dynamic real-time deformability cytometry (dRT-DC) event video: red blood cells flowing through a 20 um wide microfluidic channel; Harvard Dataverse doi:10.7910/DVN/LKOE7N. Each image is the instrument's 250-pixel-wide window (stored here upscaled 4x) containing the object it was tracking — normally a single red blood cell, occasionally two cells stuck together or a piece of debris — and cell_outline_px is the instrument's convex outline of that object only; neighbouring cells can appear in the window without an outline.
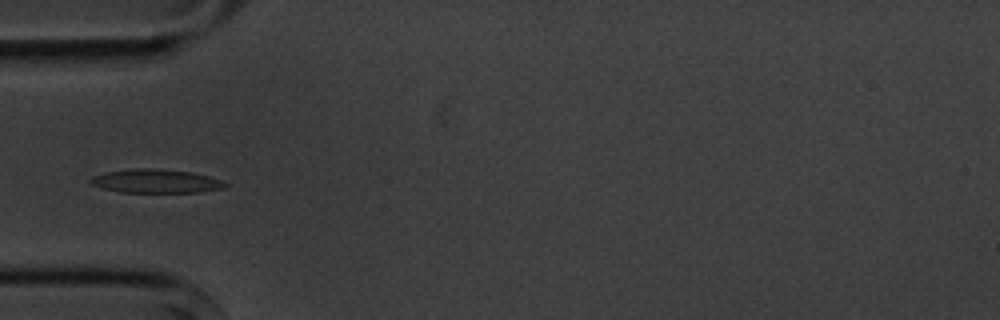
{"species": "common noctule bat (a hibernating species)", "species_latin": "Nyctalus noctula", "temperature_condition": "cold", "stored_images_in_passage": 6, "camera_frame_rate_fps": 3000, "um_per_image_px": 0.085, "animal": {"sex": "male", "body_mass_g": 20.1, "forearm_length_mm": 53.5}, "frame": {"image": 1, "passage_image": 6, "time_ms": 5.667, "image_size_px": [1000, 320], "cell_outline_px": [[228, 188], [200, 192], [120, 192], [104, 188], [92, 184], [88, 180], [92, 176], [108, 172], [136, 168], [152, 168], [192, 172], [208, 176], [220, 180], [228, 184]], "centroid_in_image_um": [13.3, 15.4], "position_along_channel_um": 71.7, "area_um2": 18.5}}